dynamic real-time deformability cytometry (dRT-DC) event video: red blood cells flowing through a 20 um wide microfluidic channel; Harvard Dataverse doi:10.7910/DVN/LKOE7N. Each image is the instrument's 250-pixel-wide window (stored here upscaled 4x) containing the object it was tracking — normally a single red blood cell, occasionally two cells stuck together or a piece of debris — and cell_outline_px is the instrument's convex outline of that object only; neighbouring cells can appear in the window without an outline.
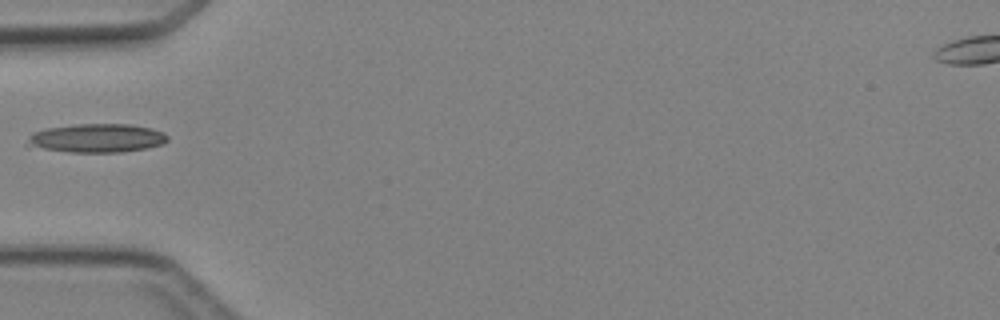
{"species": "Egyptian fruit bat (a non-hibernating species)", "species_latin": "Rousettus aegyptiacus", "temperature_condition": "cold", "stored_images_in_passage": 4, "camera_frame_rate_fps": 3000, "um_per_image_px": 0.085, "animal": {"sex": "female"}, "frame": {"image": 1, "passage_image": 4, "time_ms": 4.333, "image_size_px": [1000, 320], "cell_outline_px": [[168, 140], [160, 144], [148, 148], [120, 152], [72, 152], [28, 148], [24, 144], [28, 136], [32, 132], [44, 128], [72, 124], [128, 124], [152, 128], [164, 132], [168, 136]], "centroid_in_image_um": [8.12, 11.74], "position_along_channel_um": 76.9, "area_um2": 23.99}}